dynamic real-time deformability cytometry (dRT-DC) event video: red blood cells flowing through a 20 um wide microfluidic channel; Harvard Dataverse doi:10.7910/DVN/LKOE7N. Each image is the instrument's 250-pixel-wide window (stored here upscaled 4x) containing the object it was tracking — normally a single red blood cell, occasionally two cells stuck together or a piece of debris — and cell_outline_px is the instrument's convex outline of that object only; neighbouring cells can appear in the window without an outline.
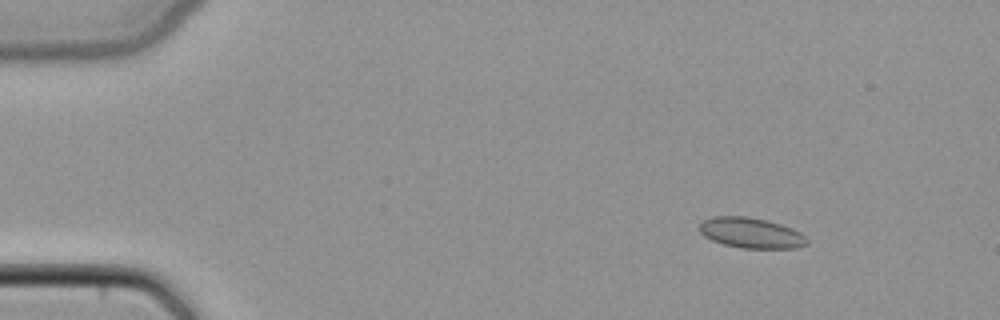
{"species": "common noctule bat (a hibernating species)", "species_latin": "Nyctalus noctula", "temperature_condition": "cold", "stored_images_in_passage": 10, "camera_frame_rate_fps": 3000, "um_per_image_px": 0.085, "animal": {"sex": "female", "body_mass_g": 22.7, "forearm_length_mm": 54.2}, "frame": {"image": 1, "passage_image": 2, "time_ms": 0.333, "image_size_px": [1000, 320], "cell_outline_px": [[808, 244], [796, 248], [740, 248], [724, 244], [712, 240], [704, 236], [700, 232], [700, 224], [704, 220], [712, 216], [748, 216], [768, 220], [792, 228], [800, 232], [808, 240]], "centroid_in_image_um": [63.85, 19.79], "position_along_channel_um": 21.2, "area_um2": 19.13}}
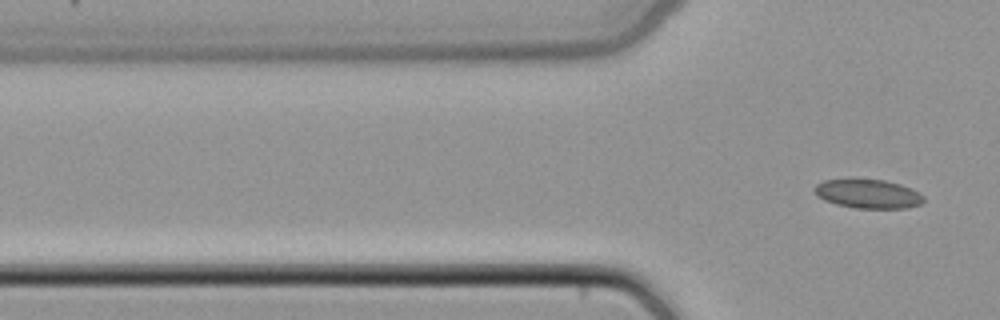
{"frame": {"image": 2, "passage_image": 10, "time_ms": 3.0, "image_size_px": [1000, 320], "cell_outline_px": [[924, 200], [920, 204], [904, 208], [856, 208], [836, 204], [824, 200], [816, 196], [812, 188], [816, 184], [824, 180], [852, 176], [884, 180], [900, 184], [912, 188], [924, 196]], "centroid_in_image_um": [73.71, 16.42], "position_along_channel_um": 52.1, "area_um2": 19.19}}